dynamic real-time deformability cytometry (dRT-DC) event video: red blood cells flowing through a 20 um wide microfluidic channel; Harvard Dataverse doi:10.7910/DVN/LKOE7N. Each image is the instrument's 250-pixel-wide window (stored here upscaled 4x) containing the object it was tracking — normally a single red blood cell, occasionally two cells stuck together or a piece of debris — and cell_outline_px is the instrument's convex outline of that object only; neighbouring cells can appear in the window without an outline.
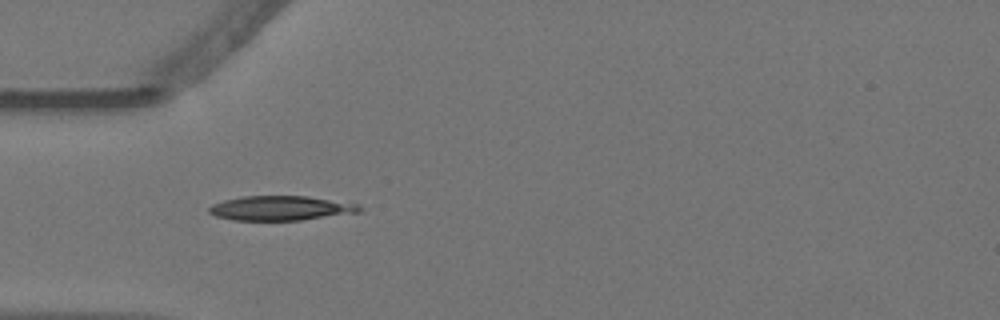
{"species": "Egyptian fruit bat (a non-hibernating species)", "species_latin": "Rousettus aegyptiacus", "temperature_condition": "warm", "stored_images_in_passage": 41, "camera_frame_rate_fps": 3000, "um_per_image_px": 0.085, "animal": {"sex": "female"}, "frame": {"image": 1, "passage_image": 1, "time_ms": 0.0, "image_size_px": [1000, 320], "cell_outline_px": [[364, 208], [360, 212], [300, 220], [232, 220], [216, 216], [208, 212], [208, 208], [212, 204], [224, 200], [240, 196], [308, 196], [356, 204]], "centroid_in_image_um": [23.83, 17.69], "position_along_channel_um": 61.2, "area_um2": 21.44}}